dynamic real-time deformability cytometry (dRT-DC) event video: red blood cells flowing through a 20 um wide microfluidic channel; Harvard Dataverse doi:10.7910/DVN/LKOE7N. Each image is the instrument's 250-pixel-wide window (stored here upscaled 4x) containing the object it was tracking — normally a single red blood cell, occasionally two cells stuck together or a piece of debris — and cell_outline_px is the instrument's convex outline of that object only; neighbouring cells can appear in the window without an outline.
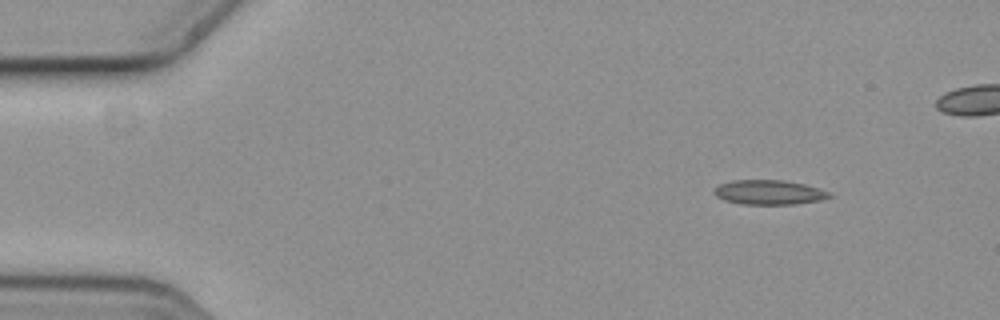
{"species": "common noctule bat (a hibernating species)", "species_latin": "Nyctalus noctula", "temperature_condition": "cold", "stored_images_in_passage": 4, "camera_frame_rate_fps": 3000, "um_per_image_px": 0.085, "animal": {"sex": "female", "body_mass_g": 19.3, "forearm_length_mm": 54.1}, "frame": {"image": 1, "passage_image": 1, "time_ms": 0.0, "image_size_px": [1000, 320], "cell_outline_px": [[832, 196], [820, 200], [792, 204], [744, 204], [724, 200], [716, 196], [716, 188], [720, 184], [732, 180], [780, 180], [804, 184], [828, 192]], "centroid_in_image_um": [65.35, 16.34], "position_along_channel_um": 19.7, "area_um2": 16.07}}